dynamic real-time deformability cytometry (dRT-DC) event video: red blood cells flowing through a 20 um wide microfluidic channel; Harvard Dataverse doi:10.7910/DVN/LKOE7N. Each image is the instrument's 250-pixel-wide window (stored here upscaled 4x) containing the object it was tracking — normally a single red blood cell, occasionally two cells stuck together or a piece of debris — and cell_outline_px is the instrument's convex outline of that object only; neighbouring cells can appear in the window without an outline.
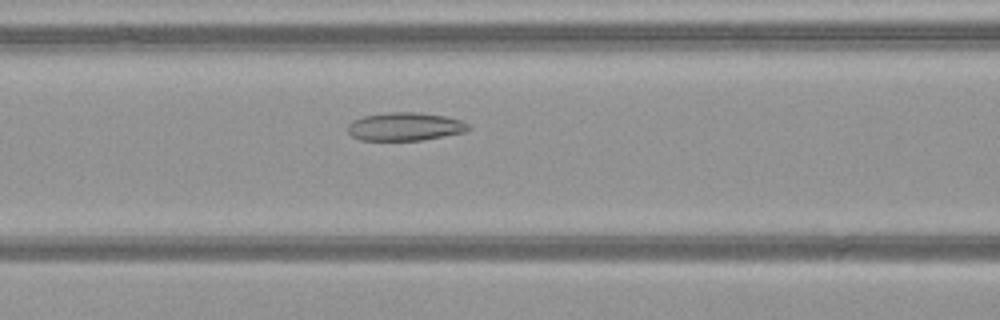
{"species": "common noctule bat (a hibernating species)", "species_latin": "Nyctalus noctula", "temperature_condition": "warm", "stored_images_in_passage": 48, "camera_frame_rate_fps": 3000, "um_per_image_px": 0.085, "animal": {"sex": "female", "body_mass_g": 21.9}, "frame": {"image": 1, "passage_image": 19, "time_ms": 6.0, "image_size_px": [1000, 320], "cell_outline_px": [[472, 128], [464, 132], [444, 136], [420, 140], [360, 140], [352, 136], [348, 132], [348, 124], [352, 120], [364, 116], [388, 112], [420, 112], [448, 116], [460, 120], [468, 124]], "centroid_in_image_um": [34.43, 10.75], "position_along_channel_um": 132.2, "area_um2": 19.94}}
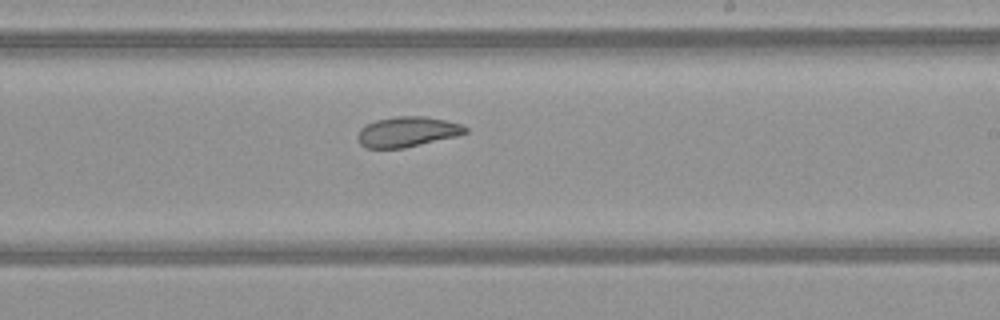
{"frame": {"image": 2, "passage_image": 28, "time_ms": 9.0, "image_size_px": [1000, 320], "cell_outline_px": [[468, 132], [456, 136], [404, 148], [364, 148], [360, 144], [356, 136], [360, 128], [376, 120], [396, 116], [424, 116], [444, 120], [460, 124], [468, 128]], "centroid_in_image_um": [34.59, 11.21], "position_along_channel_um": 254.4, "area_um2": 18.9}}
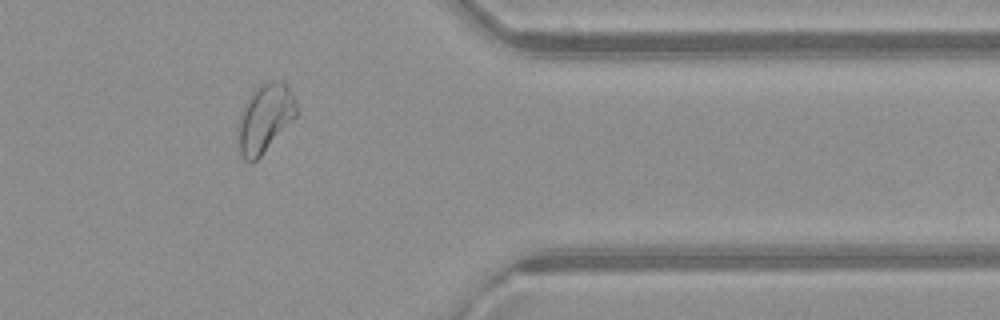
{"frame": {"image": 3, "passage_image": 39, "time_ms": 12.667, "image_size_px": [1000, 320], "cell_outline_px": [[296, 116], [260, 156], [252, 164], [244, 160], [240, 152], [236, 124], [240, 112], [252, 92], [260, 84], [272, 80], [280, 80], [288, 88], [296, 104]], "centroid_in_image_um": [22.46, 10.06], "position_along_channel_um": 388.9, "area_um2": 23.0}, "authors_computed_cell_mechanics": {"area_um2": 23.2067, "velocity_mm_per_s": 4.0794, "shape_relaxation_time_tau1_ms": null, "shape_relaxation_time_tau2_ms": 2.2846, "deformation_change_tau1": null, "deformation_change_tau2": 0.0864}}